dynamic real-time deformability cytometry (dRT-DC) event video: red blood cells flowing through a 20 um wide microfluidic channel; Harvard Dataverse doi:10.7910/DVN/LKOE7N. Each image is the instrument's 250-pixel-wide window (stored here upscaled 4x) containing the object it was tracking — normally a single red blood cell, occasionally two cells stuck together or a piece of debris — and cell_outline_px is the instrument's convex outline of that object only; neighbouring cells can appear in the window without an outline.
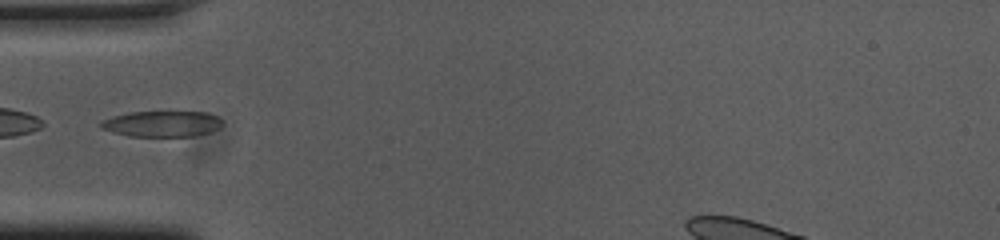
{"species": "common noctule bat (a hibernating species)", "species_latin": "Nyctalus noctula", "temperature_condition": "cold", "stored_images_in_passage": 28, "camera_frame_rate_fps": 3000, "um_per_image_px": 0.085, "animal": {"sex": "female", "body_mass_g": 23.0, "forearm_length_mm": 53.4}, "frame": {"image": 1, "passage_image": 1, "time_ms": 0.0, "image_size_px": [1000, 240], "cell_outline_px": [[220, 124], [216, 128], [208, 132], [192, 136], [128, 136], [112, 132], [100, 128], [100, 120], [112, 116], [128, 112], [204, 112], [216, 116], [220, 120]], "centroid_in_image_um": [13.66, 10.52], "position_along_channel_um": 71.3, "area_um2": 18.09}}